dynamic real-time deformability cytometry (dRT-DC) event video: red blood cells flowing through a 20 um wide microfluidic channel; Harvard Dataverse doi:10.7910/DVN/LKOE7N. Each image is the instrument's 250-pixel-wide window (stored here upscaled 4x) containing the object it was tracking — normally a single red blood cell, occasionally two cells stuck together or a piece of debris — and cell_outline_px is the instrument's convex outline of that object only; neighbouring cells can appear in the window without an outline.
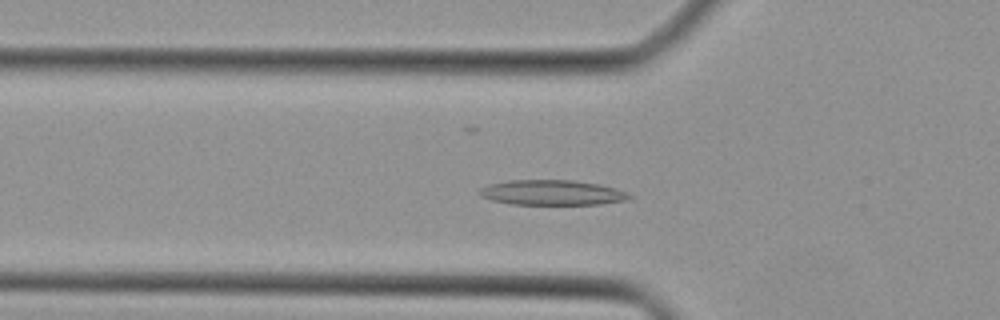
{"species": "Egyptian fruit bat (a non-hibernating species)", "species_latin": "Rousettus aegyptiacus", "temperature_condition": "cold", "stored_images_in_passage": 38, "camera_frame_rate_fps": 3000, "um_per_image_px": 0.085, "animal": {"sex": "female"}, "frame": {"image": 1, "passage_image": 9, "time_ms": 2.667, "image_size_px": [1000, 320], "cell_outline_px": [[632, 196], [628, 200], [600, 204], [512, 204], [492, 200], [480, 196], [476, 192], [480, 188], [488, 184], [508, 180], [572, 180], [600, 184], [616, 188], [628, 192]], "centroid_in_image_um": [46.92, 16.36], "position_along_channel_um": 78.9, "area_um2": 22.08}}
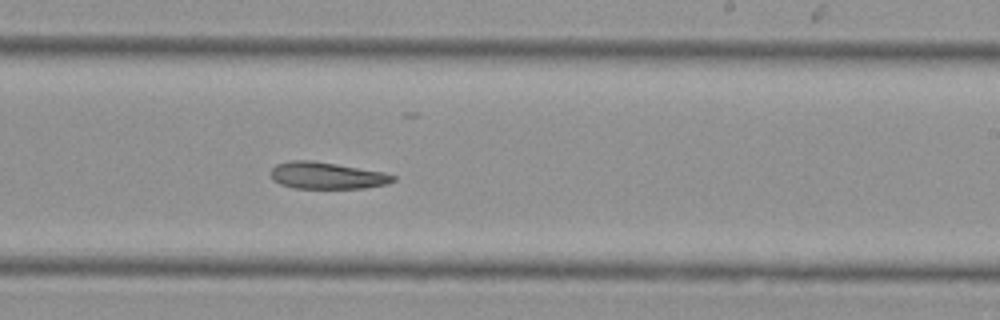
{"frame": {"image": 2, "passage_image": 21, "time_ms": 6.667, "image_size_px": [1000, 320], "cell_outline_px": [[396, 180], [388, 184], [364, 188], [292, 188], [280, 184], [272, 180], [272, 168], [276, 164], [292, 160], [312, 160], [384, 172], [396, 176]], "centroid_in_image_um": [27.79, 14.92], "position_along_channel_um": 261.2, "area_um2": 19.13}}
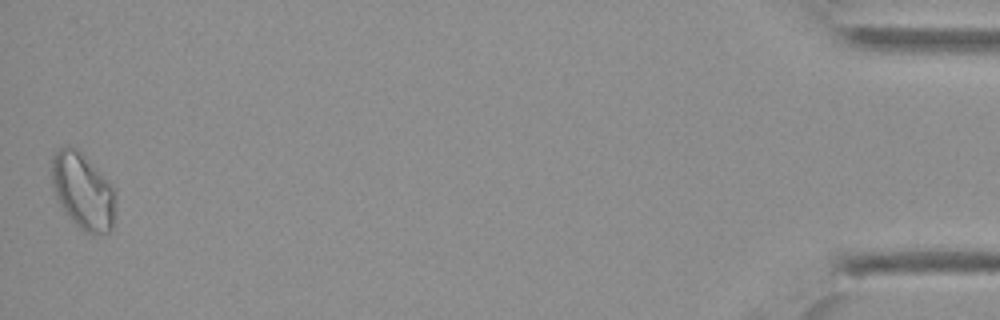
{"frame": {"image": 3, "passage_image": 38, "time_ms": 12.333, "image_size_px": [1000, 320], "cell_outline_px": [[116, 188], [112, 228], [108, 232], [92, 236], [84, 232], [72, 220], [56, 200], [52, 184], [52, 156], [60, 148], [76, 148]], "centroid_in_image_um": [7.06, 16.29], "position_along_channel_um": 428.1, "area_um2": 28.21}}